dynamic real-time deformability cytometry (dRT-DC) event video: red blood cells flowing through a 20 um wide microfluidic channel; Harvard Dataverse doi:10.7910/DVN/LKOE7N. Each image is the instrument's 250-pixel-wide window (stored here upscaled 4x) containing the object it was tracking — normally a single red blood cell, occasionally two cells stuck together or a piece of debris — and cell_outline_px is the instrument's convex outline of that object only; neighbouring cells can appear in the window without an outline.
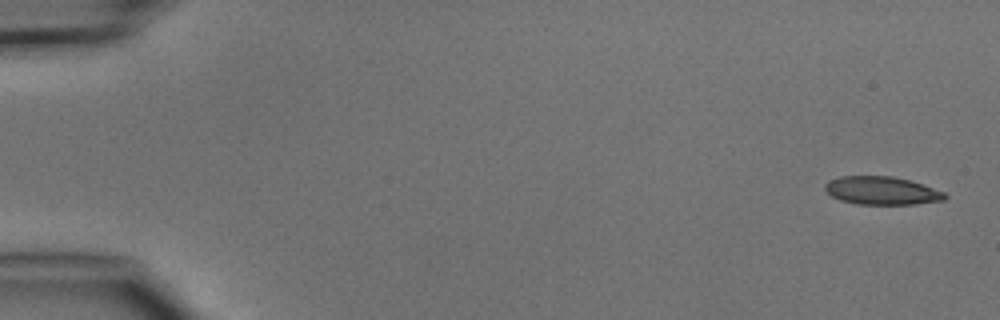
{"species": "common noctule bat (a hibernating species)", "species_latin": "Nyctalus noctula", "temperature_condition": "cold", "stored_images_in_passage": 6, "camera_frame_rate_fps": 3000, "um_per_image_px": 0.085, "animal": {"sex": "male", "body_mass_g": 15.6}, "frame": {"image": 1, "passage_image": 1, "time_ms": 0.0, "image_size_px": [1000, 320], "cell_outline_px": [[948, 196], [944, 200], [916, 204], [856, 204], [840, 200], [832, 196], [824, 188], [824, 184], [828, 180], [840, 176], [892, 176], [924, 184], [944, 192]], "centroid_in_image_um": [74.95, 16.2], "position_along_channel_um": 10.1, "area_um2": 19.71}}
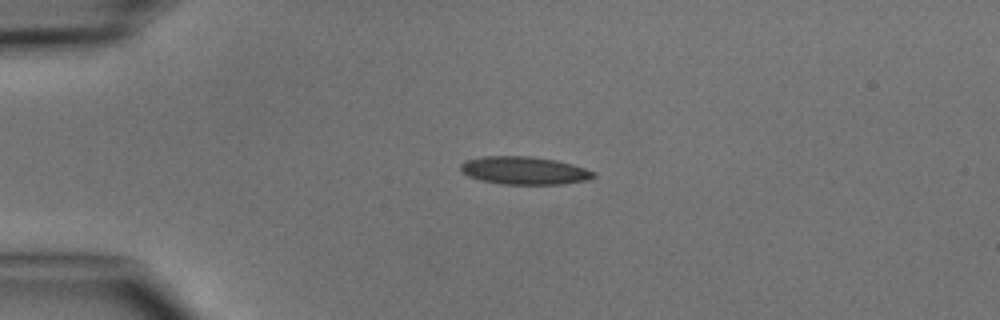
{"frame": {"image": 2, "passage_image": 4, "time_ms": 3.333, "image_size_px": [1000, 320], "cell_outline_px": [[596, 176], [584, 180], [560, 184], [500, 184], [480, 180], [468, 176], [460, 168], [460, 164], [468, 160], [484, 156], [532, 156], [556, 160], [572, 164], [596, 172]], "centroid_in_image_um": [44.56, 14.49], "position_along_channel_um": 40.4, "area_um2": 21.44}}